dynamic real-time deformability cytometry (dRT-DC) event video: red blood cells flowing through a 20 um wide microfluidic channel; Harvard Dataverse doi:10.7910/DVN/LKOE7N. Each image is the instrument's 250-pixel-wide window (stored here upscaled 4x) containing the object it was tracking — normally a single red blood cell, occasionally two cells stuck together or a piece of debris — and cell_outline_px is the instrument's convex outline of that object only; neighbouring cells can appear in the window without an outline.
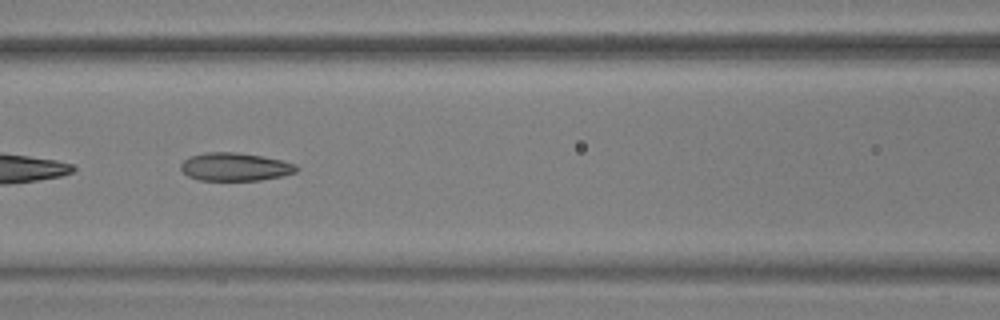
{"species": "common noctule bat (a hibernating species)", "species_latin": "Nyctalus noctula", "temperature_condition": "warm", "stored_images_in_passage": 40, "camera_frame_rate_fps": 3000, "um_per_image_px": 0.085, "animal": {"sex": "male", "body_mass_g": 17.9, "forearm_length_mm": 54.2}, "frame": {"image": 1, "passage_image": 12, "time_ms": 3.667, "image_size_px": [1000, 320], "cell_outline_px": [[300, 168], [296, 172], [280, 176], [260, 180], [200, 180], [188, 176], [180, 168], [180, 164], [188, 156], [204, 152], [236, 152], [260, 156], [280, 160], [296, 164]], "centroid_in_image_um": [19.95, 14.17], "position_along_channel_um": 146.6, "area_um2": 18.9}, "authors_computed_cell_mechanics": {"area_um2": 19.074, "velocity_mm_per_s": 3.6757, "shape_relaxation_time_tau1_ms": null, "shape_relaxation_time_tau2_ms": 1.9256, "deformation_change_tau1": null, "deformation_change_tau2": 0.094}}